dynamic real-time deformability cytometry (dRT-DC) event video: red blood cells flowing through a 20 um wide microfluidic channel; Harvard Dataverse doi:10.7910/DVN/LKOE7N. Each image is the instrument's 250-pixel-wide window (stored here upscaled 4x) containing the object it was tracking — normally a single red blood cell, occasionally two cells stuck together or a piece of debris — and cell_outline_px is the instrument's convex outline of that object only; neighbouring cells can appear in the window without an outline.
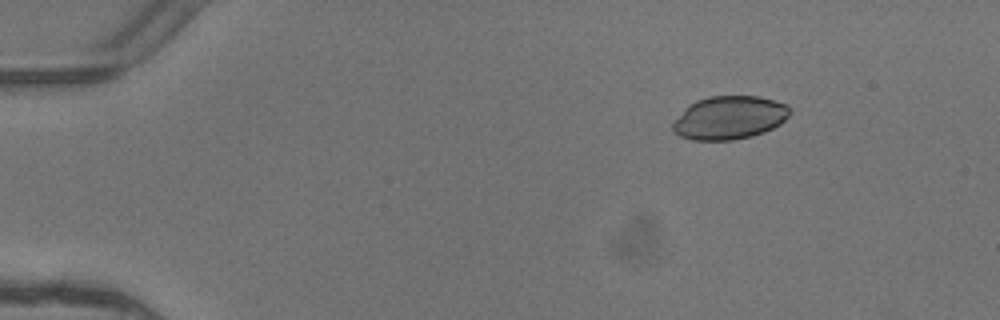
{"species": "common noctule bat (a hibernating species)", "species_latin": "Nyctalus noctula", "temperature_condition": "warm", "stored_images_in_passage": 6, "camera_frame_rate_fps": 3000, "um_per_image_px": 0.085, "animal": {"sex": "female"}, "frame": {"image": 1, "passage_image": 1, "time_ms": 0.0, "image_size_px": [1000, 320], "cell_outline_px": [[792, 112], [780, 124], [764, 132], [752, 136], [732, 140], [692, 140], [680, 136], [672, 132], [672, 124], [684, 108], [688, 104], [696, 100], [708, 96], [760, 96], [788, 104], [792, 108]], "centroid_in_image_um": [62.0, 9.99], "position_along_channel_um": 23.0, "area_um2": 29.88}}
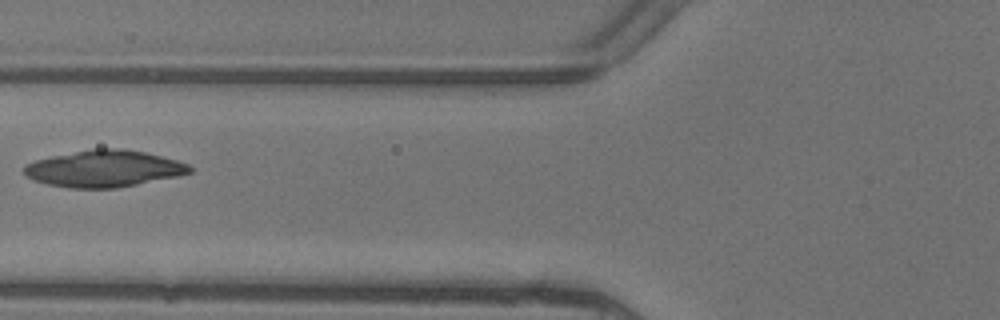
{"frame": {"image": 2, "passage_image": 5, "time_ms": 1.333, "image_size_px": [1000, 320], "cell_outline_px": [[192, 172], [180, 176], [116, 188], [68, 188], [48, 184], [32, 180], [24, 176], [24, 164], [36, 160], [52, 156], [96, 148], [124, 148], [144, 152], [176, 160], [188, 164], [192, 168]], "centroid_in_image_um": [8.83, 14.34], "position_along_channel_um": 117.0, "area_um2": 35.49}}
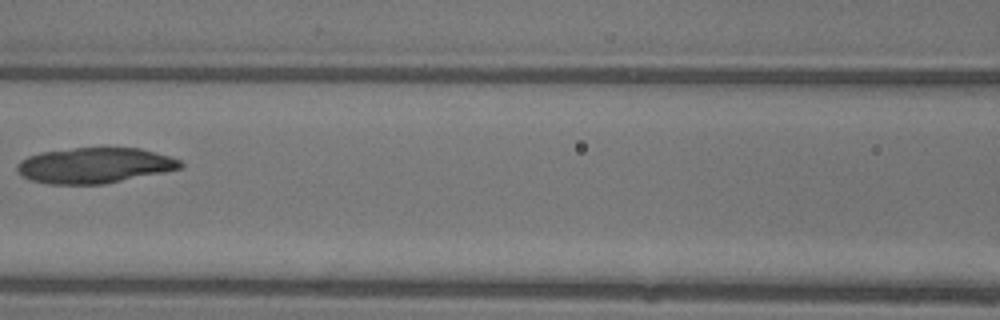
{"frame": {"image": 3, "passage_image": 6, "time_ms": 1.667, "image_size_px": [1000, 320], "cell_outline_px": [[184, 164], [180, 168], [164, 172], [104, 184], [48, 184], [32, 180], [20, 176], [16, 168], [16, 164], [20, 160], [28, 156], [40, 152], [76, 148], [140, 148], [168, 156], [180, 160]], "centroid_in_image_um": [7.99, 14.06], "position_along_channel_um": 158.6, "area_um2": 33.76}}